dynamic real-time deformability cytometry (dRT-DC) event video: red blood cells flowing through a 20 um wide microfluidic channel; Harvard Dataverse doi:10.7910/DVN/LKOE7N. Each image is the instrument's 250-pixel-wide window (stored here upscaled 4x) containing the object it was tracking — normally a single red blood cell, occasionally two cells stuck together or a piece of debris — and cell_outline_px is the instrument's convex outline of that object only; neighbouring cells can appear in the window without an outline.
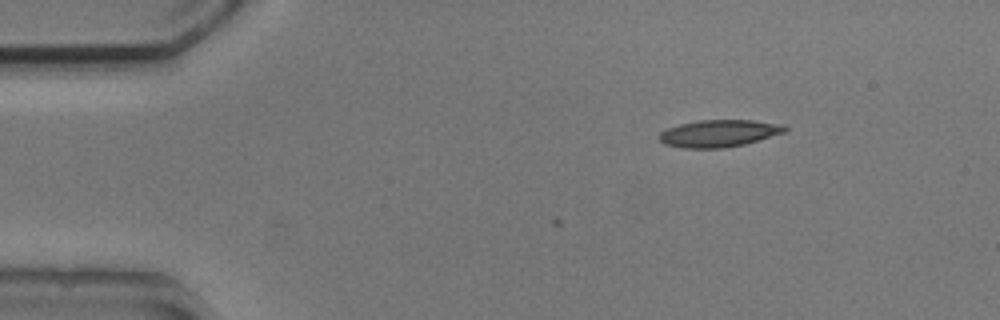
{"species": "common noctule bat (a hibernating species)", "species_latin": "Nyctalus noctula", "temperature_condition": "cold", "stored_images_in_passage": 4, "camera_frame_rate_fps": 3000, "um_per_image_px": 0.085, "animal": {"sex": "male", "body_mass_g": 20.5, "forearm_length_mm": 52.5}, "frame": {"image": 1, "passage_image": 1, "time_ms": 0.0, "image_size_px": [1000, 320], "cell_outline_px": [[788, 128], [784, 132], [744, 144], [720, 148], [684, 148], [664, 144], [660, 140], [660, 132], [668, 128], [680, 124], [700, 120], [752, 120], [784, 124]], "centroid_in_image_um": [61.11, 11.33], "position_along_channel_um": 23.9, "area_um2": 19.65}}